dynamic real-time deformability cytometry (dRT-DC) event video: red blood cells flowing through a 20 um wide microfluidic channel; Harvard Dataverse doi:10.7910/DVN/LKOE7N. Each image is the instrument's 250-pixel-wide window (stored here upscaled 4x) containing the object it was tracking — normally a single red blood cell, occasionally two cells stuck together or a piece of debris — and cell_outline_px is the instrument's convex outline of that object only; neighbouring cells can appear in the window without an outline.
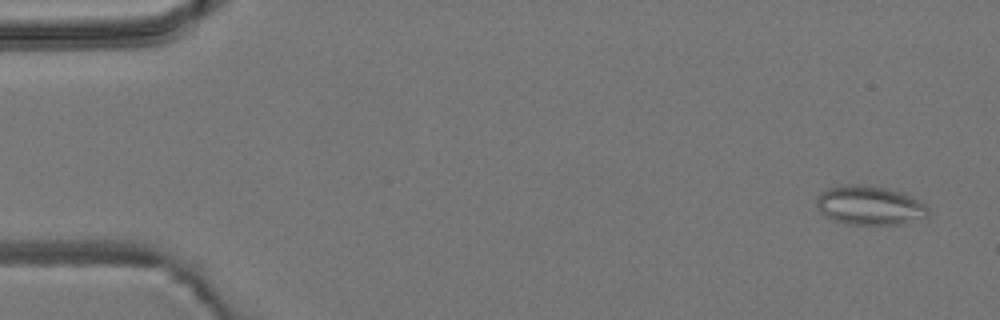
{"species": "common noctule bat (a hibernating species)", "species_latin": "Nyctalus noctula", "temperature_condition": "room temperature", "stored_images_in_passage": 6, "camera_frame_rate_fps": 3000, "um_per_image_px": 0.085, "animal": {"sex": "male", "body_mass_g": 19.2, "forearm_length_mm": 51.8}, "frame": {"image": 1, "passage_image": 1, "time_ms": 0.0, "image_size_px": [1000, 320], "cell_outline_px": [[928, 220], [904, 224], [848, 224], [832, 220], [824, 216], [820, 212], [816, 204], [816, 196], [820, 192], [828, 188], [840, 184], [868, 184], [904, 192], [912, 196], [924, 204], [928, 208]], "centroid_in_image_um": [73.94, 17.46], "position_along_channel_um": 11.1, "area_um2": 26.24}}
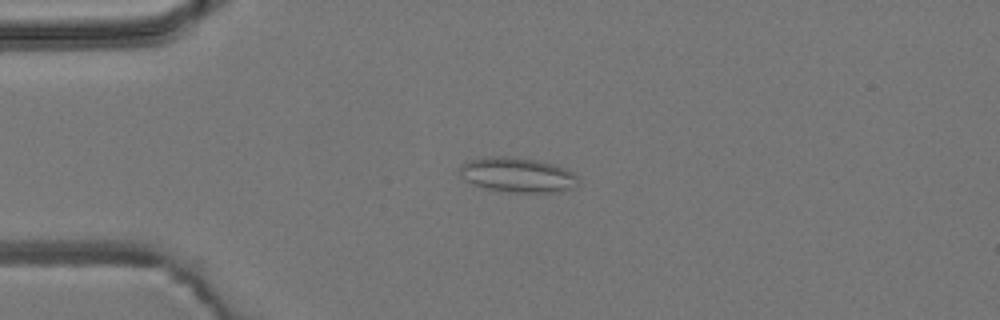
{"frame": {"image": 2, "passage_image": 4, "time_ms": 3.333, "image_size_px": [1000, 320], "cell_outline_px": [[576, 184], [572, 188], [560, 192], [508, 192], [488, 188], [472, 184], [464, 180], [460, 176], [460, 164], [468, 160], [488, 156], [508, 156], [536, 160], [552, 164], [564, 168], [572, 172], [576, 176]], "centroid_in_image_um": [43.93, 14.86], "position_along_channel_um": 41.1, "area_um2": 23.93}}